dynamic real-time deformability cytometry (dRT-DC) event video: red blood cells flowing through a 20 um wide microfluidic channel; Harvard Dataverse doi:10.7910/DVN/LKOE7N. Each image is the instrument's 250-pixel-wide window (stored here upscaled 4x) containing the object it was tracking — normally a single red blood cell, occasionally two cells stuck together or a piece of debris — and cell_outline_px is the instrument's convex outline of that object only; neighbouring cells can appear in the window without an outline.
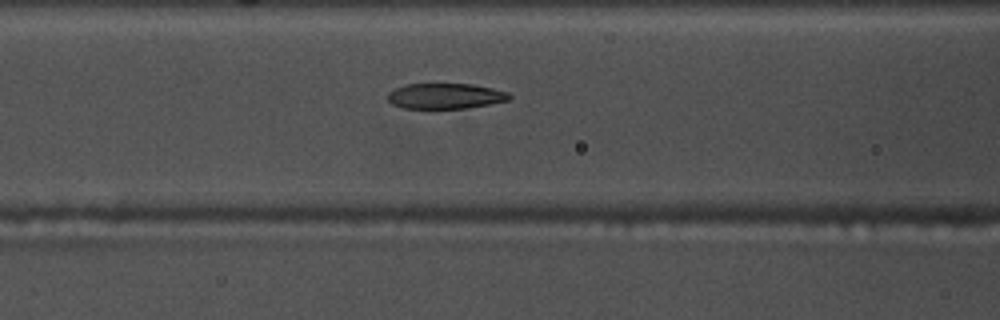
{"species": "common noctule bat (a hibernating species)", "species_latin": "Nyctalus noctula", "temperature_condition": "warm", "stored_images_in_passage": 24, "camera_frame_rate_fps": 3000, "um_per_image_px": 0.085, "animal": {"sex": "male", "body_mass_g": 17.5, "forearm_length_mm": 52.3}, "frame": {"image": 1, "passage_image": 7, "time_ms": 2.0, "image_size_px": [1000, 320], "cell_outline_px": [[512, 96], [508, 100], [488, 104], [464, 108], [404, 108], [392, 104], [388, 100], [388, 92], [404, 84], [472, 84], [492, 88], [508, 92]], "centroid_in_image_um": [37.84, 8.15], "position_along_channel_um": 128.8, "area_um2": 17.92}}